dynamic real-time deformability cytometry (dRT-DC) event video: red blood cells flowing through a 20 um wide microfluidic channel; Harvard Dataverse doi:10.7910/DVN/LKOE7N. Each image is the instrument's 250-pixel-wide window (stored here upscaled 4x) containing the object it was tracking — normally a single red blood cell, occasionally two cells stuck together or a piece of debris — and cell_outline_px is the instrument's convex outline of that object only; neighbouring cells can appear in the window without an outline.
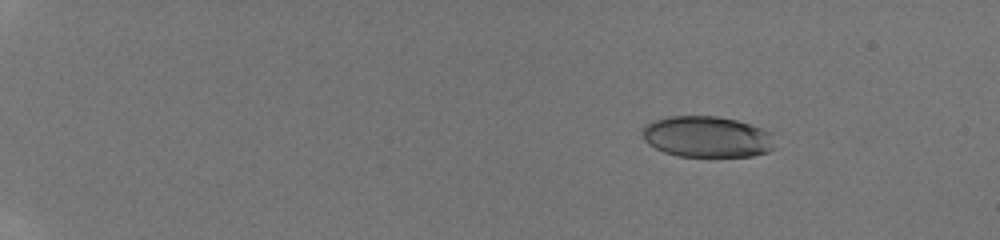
{"species": "human", "species_latin": "Homo sapiens", "temperature_condition": "room temperature", "stored_images_in_passage": 7, "camera_frame_rate_fps": 3000, "um_per_image_px": 0.085, "donor": {"sex": "male"}, "frame": {"image": 1, "passage_image": 3, "time_ms": 2.333, "image_size_px": [1000, 240], "cell_outline_px": [[772, 148], [768, 152], [752, 156], [676, 156], [664, 152], [648, 144], [644, 140], [644, 128], [648, 124], [656, 120], [672, 116], [716, 116], [736, 120], [772, 132]], "centroid_in_image_um": [60.1, 11.63], "position_along_channel_um": 24.9, "area_um2": 31.33}}
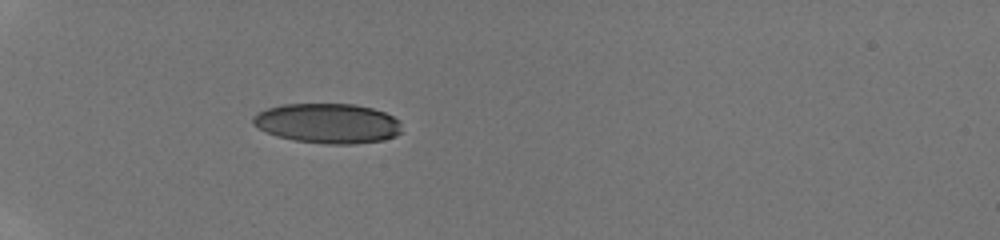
{"frame": {"image": 2, "passage_image": 6, "time_ms": 6.0, "image_size_px": [1000, 240], "cell_outline_px": [[400, 132], [396, 136], [384, 140], [356, 144], [324, 144], [292, 140], [276, 136], [252, 124], [252, 116], [256, 112], [268, 108], [284, 104], [356, 104], [372, 108], [384, 112], [400, 120]], "centroid_in_image_um": [27.85, 10.49], "position_along_channel_um": 57.1, "area_um2": 34.8}}